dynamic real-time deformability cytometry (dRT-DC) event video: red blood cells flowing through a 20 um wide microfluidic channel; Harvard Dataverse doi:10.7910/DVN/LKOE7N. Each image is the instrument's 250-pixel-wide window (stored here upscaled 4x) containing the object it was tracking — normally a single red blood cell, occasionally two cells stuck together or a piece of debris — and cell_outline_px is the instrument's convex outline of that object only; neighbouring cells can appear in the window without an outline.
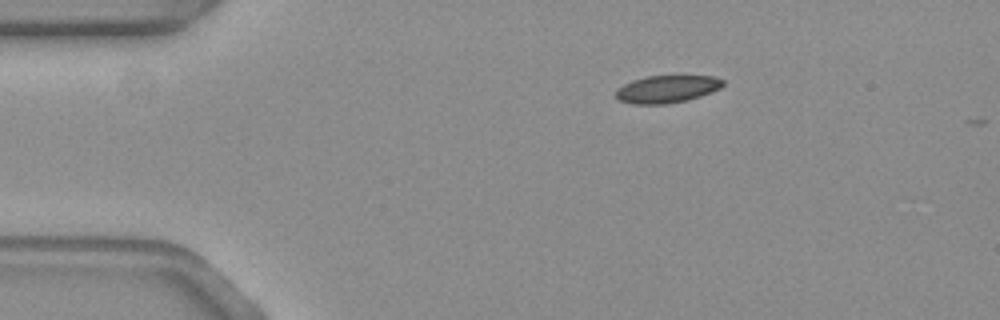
{"species": "common noctule bat (a hibernating species)", "species_latin": "Nyctalus noctula", "temperature_condition": "warm", "stored_images_in_passage": 5, "camera_frame_rate_fps": 3000, "um_per_image_px": 0.085, "animal": {"sex": "female", "body_mass_g": 19.3, "forearm_length_mm": 54.1}, "frame": {"image": 1, "passage_image": 1, "time_ms": 0.0, "image_size_px": [1000, 320], "cell_outline_px": [[724, 84], [720, 88], [700, 96], [688, 100], [664, 104], [632, 104], [620, 100], [616, 96], [616, 92], [624, 84], [632, 80], [648, 76], [712, 76], [724, 80]], "centroid_in_image_um": [56.7, 7.57], "position_along_channel_um": 28.3, "area_um2": 16.94}}